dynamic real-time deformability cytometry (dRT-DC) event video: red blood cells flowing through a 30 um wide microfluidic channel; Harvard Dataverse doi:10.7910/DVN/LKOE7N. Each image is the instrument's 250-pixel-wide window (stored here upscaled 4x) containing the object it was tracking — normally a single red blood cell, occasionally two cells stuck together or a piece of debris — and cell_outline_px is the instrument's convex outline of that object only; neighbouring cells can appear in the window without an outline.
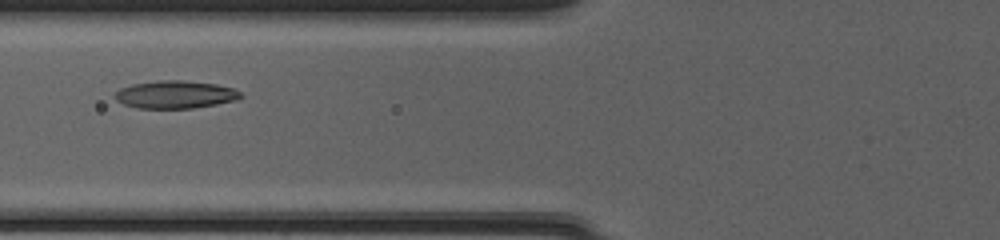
{"species": "common noctule bat (a hibernating species)", "species_latin": "Nyctalus noctula", "temperature_condition": "cold", "stored_images_in_passage": 38, "camera_frame_rate_fps": 3000, "um_per_image_px": 0.085, "animal": {"sex": "female", "body_mass_g": 20.0, "forearm_length_mm": 54.0}, "frame": {"image": 1, "passage_image": 9, "time_ms": 2.667, "image_size_px": [1000, 240], "cell_outline_px": [[244, 96], [236, 100], [216, 104], [192, 108], [136, 108], [124, 104], [116, 100], [112, 96], [120, 88], [132, 84], [160, 80], [184, 80], [216, 84], [232, 88], [240, 92]], "centroid_in_image_um": [14.88, 8.03], "position_along_channel_um": 110.9, "area_um2": 20.35}}
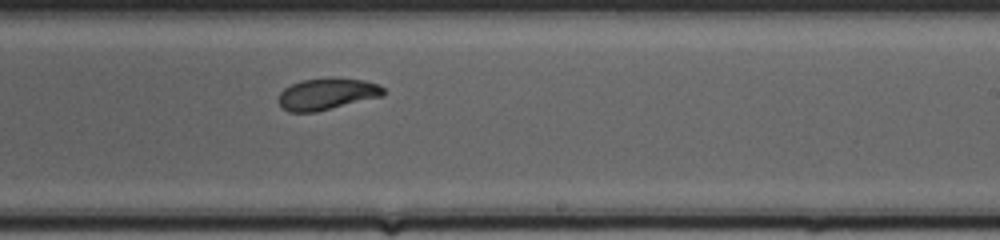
{"frame": {"image": 2, "passage_image": 20, "time_ms": 6.333, "image_size_px": [1000, 240], "cell_outline_px": [[384, 96], [316, 112], [288, 112], [276, 100], [280, 92], [284, 88], [300, 80], [328, 76], [332, 76], [364, 80], [380, 84], [384, 88]], "centroid_in_image_um": [27.8, 7.96], "position_along_channel_um": 261.2, "area_um2": 19.88}}
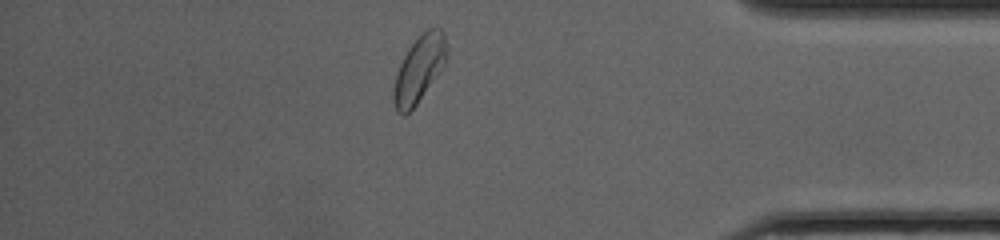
{"frame": {"image": 3, "passage_image": 32, "time_ms": 10.333, "image_size_px": [1000, 240], "cell_outline_px": [[448, 56], [440, 72], [416, 104], [404, 116], [396, 112], [392, 100], [392, 88], [396, 72], [408, 48], [428, 28], [440, 28], [444, 32], [448, 48]], "centroid_in_image_um": [35.62, 5.89], "position_along_channel_um": 399.6, "area_um2": 20.69}, "authors_computed_cell_mechanics": {"area_um2": 20.1433, "velocity_mm_per_s": 4.1043, "shape_relaxation_time_tau1_ms": 7.218, "shape_relaxation_time_tau2_ms": 2.4567, "deformation_change_tau1": 0.2091, "deformation_change_tau2": 0.0779}}